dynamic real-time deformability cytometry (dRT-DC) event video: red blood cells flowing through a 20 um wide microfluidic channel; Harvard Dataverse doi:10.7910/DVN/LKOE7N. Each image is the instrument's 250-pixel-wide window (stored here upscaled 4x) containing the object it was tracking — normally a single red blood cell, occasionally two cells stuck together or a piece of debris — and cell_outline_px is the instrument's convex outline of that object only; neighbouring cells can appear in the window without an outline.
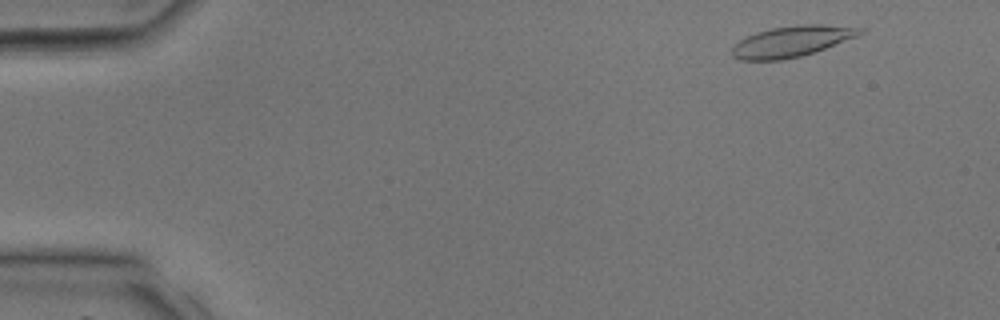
{"species": "common noctule bat (a hibernating species)", "species_latin": "Nyctalus noctula", "temperature_condition": "room temperature", "stored_images_in_passage": 36, "camera_frame_rate_fps": 3000, "um_per_image_px": 0.085, "animal": {"sex": "male", "body_mass_g": 17.9, "forearm_length_mm": 54.2}, "frame": {"image": 1, "passage_image": 2, "time_ms": 0.333, "image_size_px": [1000, 320], "cell_outline_px": [[864, 32], [856, 36], [816, 52], [800, 56], [780, 60], [740, 60], [732, 56], [732, 48], [740, 40], [756, 32], [772, 28], [796, 24], [820, 24], [864, 28]], "centroid_in_image_um": [67.3, 3.51], "position_along_channel_um": 17.7, "area_um2": 22.89}}
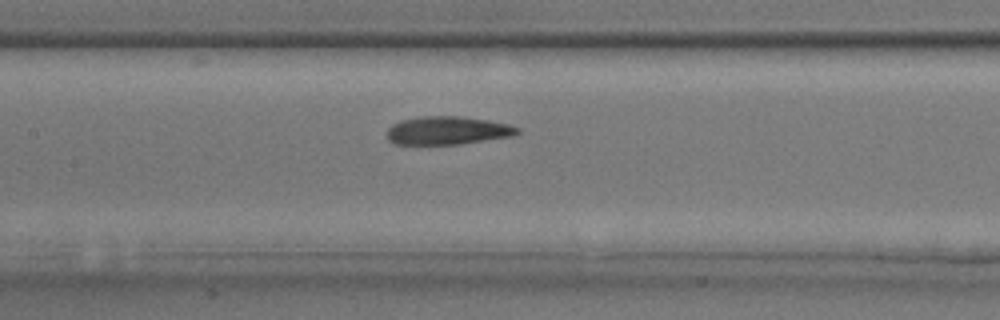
{"frame": {"image": 2, "passage_image": 17, "time_ms": 5.333, "image_size_px": [1000, 320], "cell_outline_px": [[520, 132], [512, 136], [460, 144], [392, 144], [388, 140], [388, 128], [392, 124], [400, 120], [424, 116], [460, 116], [488, 120], [508, 124], [520, 128]], "centroid_in_image_um": [38.03, 11.09], "position_along_channel_um": 169.4, "area_um2": 21.44}}
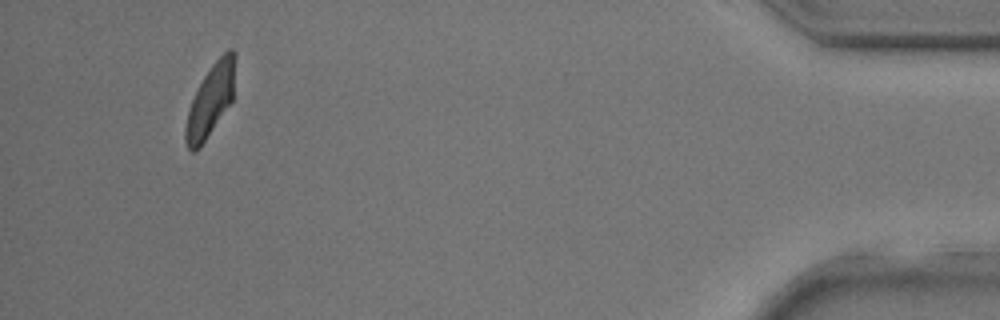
{"frame": {"image": 3, "passage_image": 35, "time_ms": 11.333, "image_size_px": [1000, 320], "cell_outline_px": [[236, 56], [232, 100], [200, 148], [196, 152], [192, 152], [188, 148], [184, 140], [184, 128], [188, 112], [192, 100], [204, 76], [212, 64], [228, 48], [232, 48], [236, 52]], "centroid_in_image_um": [17.89, 8.53], "position_along_channel_um": 417.3, "area_um2": 20.63}}